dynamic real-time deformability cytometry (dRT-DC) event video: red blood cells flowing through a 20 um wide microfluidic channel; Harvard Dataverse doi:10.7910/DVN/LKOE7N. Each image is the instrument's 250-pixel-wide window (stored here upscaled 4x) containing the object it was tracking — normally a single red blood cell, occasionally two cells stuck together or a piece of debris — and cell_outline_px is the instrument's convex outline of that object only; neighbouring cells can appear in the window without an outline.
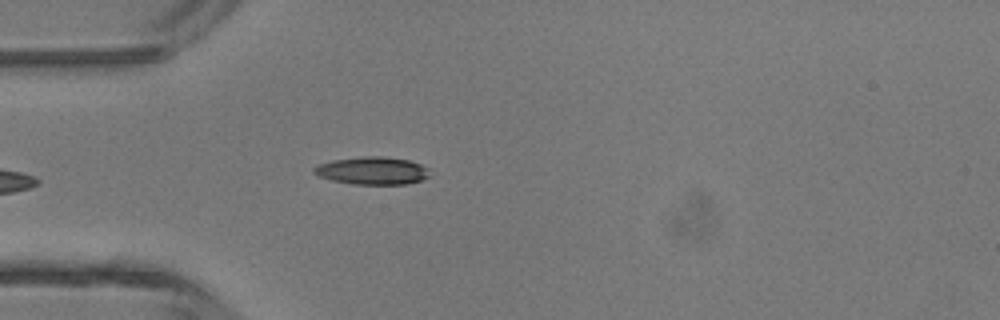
{"species": "common noctule bat (a hibernating species)", "species_latin": "Nyctalus noctula", "temperature_condition": "room temperature", "stored_images_in_passage": 4, "camera_frame_rate_fps": 3000, "um_per_image_px": 0.085, "animal": {"sex": "male", "body_mass_g": 13.3}, "frame": {"image": 1, "passage_image": 4, "time_ms": 1.0, "image_size_px": [1000, 320], "cell_outline_px": [[432, 176], [420, 180], [404, 184], [352, 184], [332, 180], [320, 176], [312, 172], [312, 168], [320, 164], [332, 160], [360, 156], [384, 156], [408, 160], [420, 164], [428, 168]], "centroid_in_image_um": [31.66, 14.5], "position_along_channel_um": 53.3, "area_um2": 18.73}}